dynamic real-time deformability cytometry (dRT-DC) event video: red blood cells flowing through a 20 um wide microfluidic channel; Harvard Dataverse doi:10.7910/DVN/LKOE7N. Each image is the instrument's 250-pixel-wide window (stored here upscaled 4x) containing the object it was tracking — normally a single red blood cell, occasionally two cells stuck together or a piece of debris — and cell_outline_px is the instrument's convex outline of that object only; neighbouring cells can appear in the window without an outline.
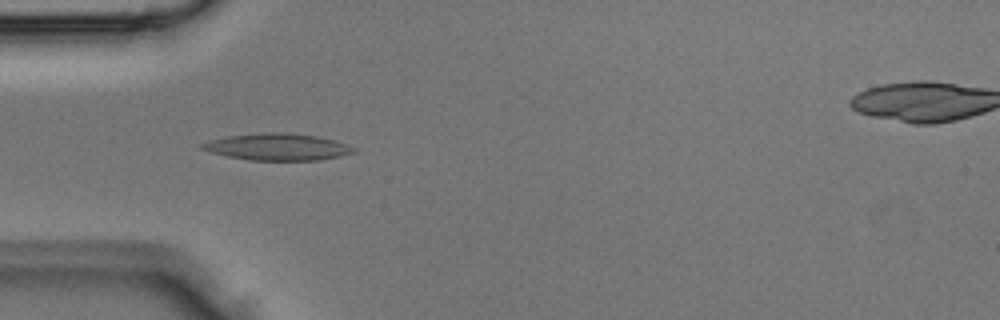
{"species": "Egyptian fruit bat (a non-hibernating species)", "species_latin": "Rousettus aegyptiacus", "temperature_condition": "room temperature", "stored_images_in_passage": 4, "camera_frame_rate_fps": 3000, "um_per_image_px": 0.085, "animal": {"sex": "male"}, "frame": {"image": 1, "passage_image": 4, "time_ms": 1.0, "image_size_px": [1000, 320], "cell_outline_px": [[356, 152], [340, 156], [320, 160], [252, 160], [228, 156], [212, 152], [200, 148], [200, 144], [212, 140], [228, 136], [268, 132], [288, 132], [316, 136], [348, 144], [356, 148]], "centroid_in_image_um": [23.64, 12.48], "position_along_channel_um": 61.4, "area_um2": 23.47}}